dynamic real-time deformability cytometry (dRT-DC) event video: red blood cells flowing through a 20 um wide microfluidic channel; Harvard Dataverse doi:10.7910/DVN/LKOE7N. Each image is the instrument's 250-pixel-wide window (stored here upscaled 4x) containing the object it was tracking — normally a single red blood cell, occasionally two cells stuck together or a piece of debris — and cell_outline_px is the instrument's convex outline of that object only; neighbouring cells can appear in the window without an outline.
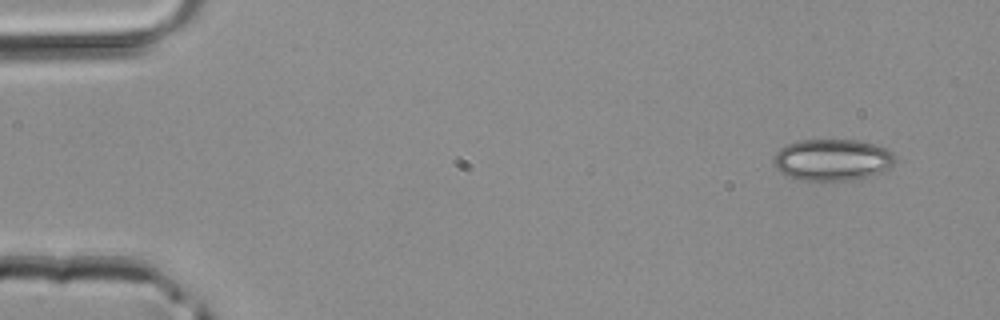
{"species": "common noctule bat (a hibernating species)", "species_latin": "Nyctalus noctula", "temperature_condition": "room temperature", "stored_images_in_passage": 4, "camera_frame_rate_fps": 3000, "um_per_image_px": 0.085, "animal": {"sex": "male", "body_mass_g": 20.4}, "frame": {"image": 1, "passage_image": 4, "time_ms": 1.0, "image_size_px": [1000, 320], "cell_outline_px": [[896, 160], [888, 168], [876, 176], [856, 180], [800, 180], [788, 176], [780, 172], [772, 164], [772, 160], [776, 152], [784, 144], [800, 140], [856, 140], [876, 144], [892, 152], [896, 156]], "centroid_in_image_um": [70.74, 13.59], "position_along_channel_um": 14.3, "area_um2": 29.94}}